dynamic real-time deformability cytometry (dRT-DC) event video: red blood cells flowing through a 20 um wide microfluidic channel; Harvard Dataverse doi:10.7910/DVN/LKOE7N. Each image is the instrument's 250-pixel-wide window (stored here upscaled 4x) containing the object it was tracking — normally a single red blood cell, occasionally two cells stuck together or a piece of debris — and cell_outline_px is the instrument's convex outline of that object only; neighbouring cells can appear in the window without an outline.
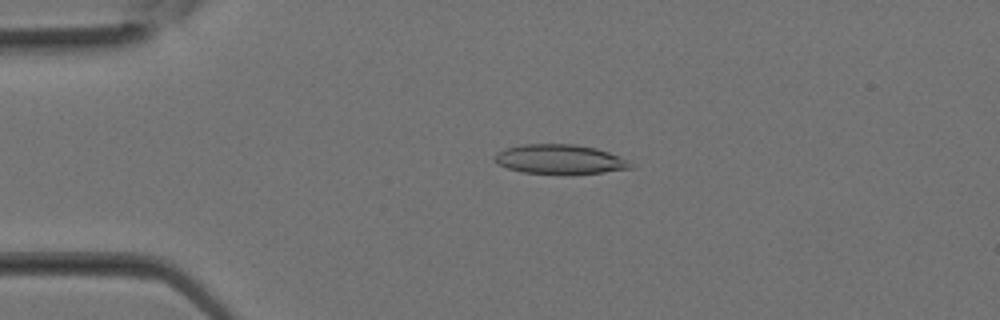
{"species": "Egyptian fruit bat (a non-hibernating species)", "species_latin": "Rousettus aegyptiacus", "temperature_condition": "room temperature", "stored_images_in_passage": 14, "camera_frame_rate_fps": 3000, "um_per_image_px": 0.085, "animal": {"sex": "female"}, "frame": {"image": 1, "passage_image": 6, "time_ms": 1.667, "image_size_px": [1000, 320], "cell_outline_px": [[632, 168], [604, 172], [572, 176], [524, 172], [508, 168], [496, 164], [492, 160], [492, 156], [496, 152], [504, 148], [524, 144], [576, 144], [596, 148], [608, 152], [628, 160], [632, 164]], "centroid_in_image_um": [47.54, 13.56], "position_along_channel_um": 37.5, "area_um2": 24.04}}
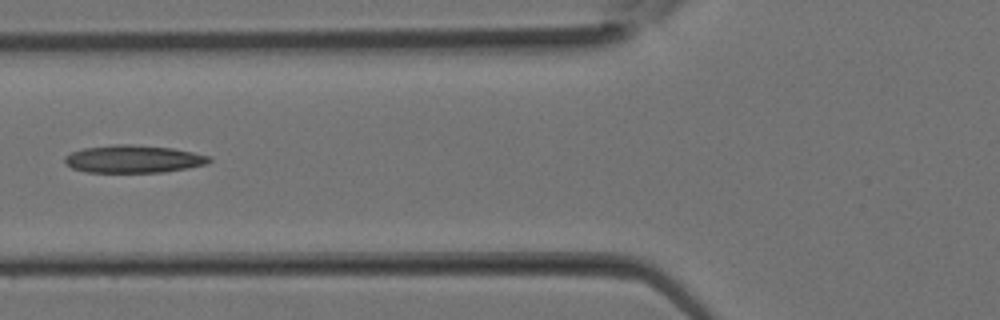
{"frame": {"image": 2, "passage_image": 11, "time_ms": 3.333, "image_size_px": [1000, 320], "cell_outline_px": [[212, 160], [208, 164], [188, 168], [164, 172], [88, 172], [72, 168], [64, 164], [64, 156], [72, 152], [84, 148], [116, 144], [132, 144], [172, 148], [192, 152], [208, 156]], "centroid_in_image_um": [11.33, 13.52], "position_along_channel_um": 114.5, "area_um2": 23.29}}
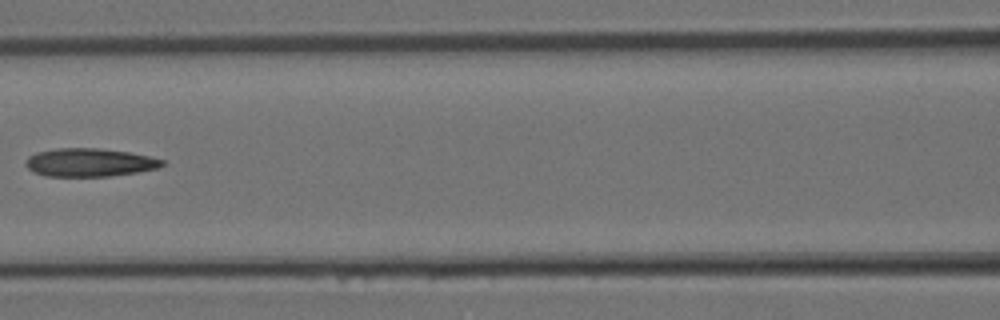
{"frame": {"image": 3, "passage_image": 13, "time_ms": 4.0, "image_size_px": [1000, 320], "cell_outline_px": [[164, 164], [160, 168], [136, 172], [108, 176], [44, 176], [28, 168], [24, 164], [28, 156], [36, 152], [56, 148], [96, 148], [128, 152], [148, 156], [164, 160]], "centroid_in_image_um": [7.59, 13.8], "position_along_channel_um": 159.0, "area_um2": 22.37}}